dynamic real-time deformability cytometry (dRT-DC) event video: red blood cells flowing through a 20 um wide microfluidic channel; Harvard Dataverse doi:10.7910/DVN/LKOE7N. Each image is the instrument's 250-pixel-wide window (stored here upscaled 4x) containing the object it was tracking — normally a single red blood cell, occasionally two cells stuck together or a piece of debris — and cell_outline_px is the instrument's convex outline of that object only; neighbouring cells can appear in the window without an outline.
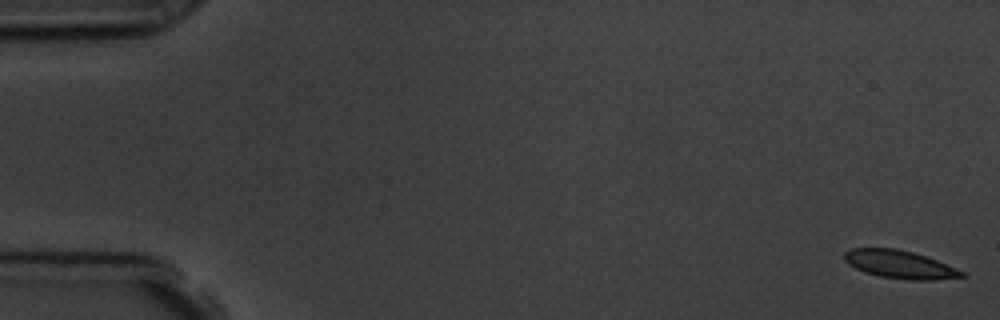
{"species": "common noctule bat (a hibernating species)", "species_latin": "Nyctalus noctula", "temperature_condition": "room temperature", "stored_images_in_passage": 6, "camera_frame_rate_fps": 3000, "um_per_image_px": 0.085, "animal": {"sex": "male", "body_mass_g": 19.5, "forearm_length_mm": 54.6}, "frame": {"image": 1, "passage_image": 1, "time_ms": 0.0, "image_size_px": [1000, 320], "cell_outline_px": [[968, 276], [932, 280], [912, 280], [880, 276], [864, 272], [848, 264], [844, 260], [844, 252], [852, 248], [896, 248], [912, 252], [936, 260], [964, 272]], "centroid_in_image_um": [76.45, 22.47], "position_along_channel_um": 8.6, "area_um2": 18.96}}